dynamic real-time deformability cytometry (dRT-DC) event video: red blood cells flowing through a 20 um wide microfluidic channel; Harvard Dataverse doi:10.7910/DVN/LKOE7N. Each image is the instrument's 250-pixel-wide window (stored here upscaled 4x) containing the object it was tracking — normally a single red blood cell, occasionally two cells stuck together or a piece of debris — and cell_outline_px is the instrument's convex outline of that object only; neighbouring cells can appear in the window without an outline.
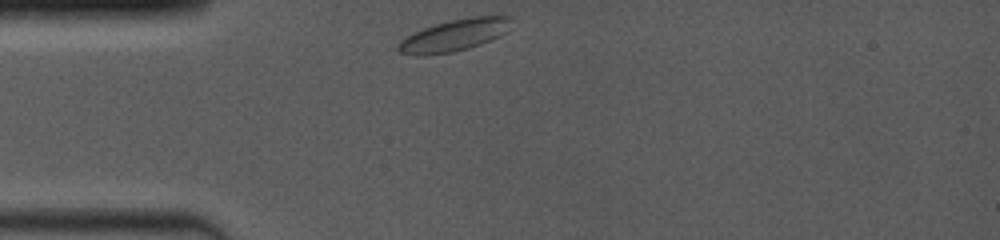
{"species": "common noctule bat (a hibernating species)", "species_latin": "Nyctalus noctula", "temperature_condition": "room temperature", "stored_images_in_passage": 30, "segment_of_instrument_passage": [1, 2], "camera_frame_rate_fps": 4000, "um_per_image_px": 0.085, "animal": {"sex": "female", "body_mass_g": 19.0, "forearm_length_mm": 53.3}, "frame": {"image": 1, "passage_image": 1, "time_ms": 0.0, "image_size_px": [1000, 240], "cell_outline_px": [[512, 16], [504, 32], [500, 36], [480, 44], [468, 48], [452, 52], [420, 56], [416, 56], [400, 52], [396, 48], [396, 44], [400, 40], [424, 28], [448, 20], [472, 16]], "centroid_in_image_um": [38.56, 3.0], "position_along_channel_um": 46.4, "area_um2": 20.69}}
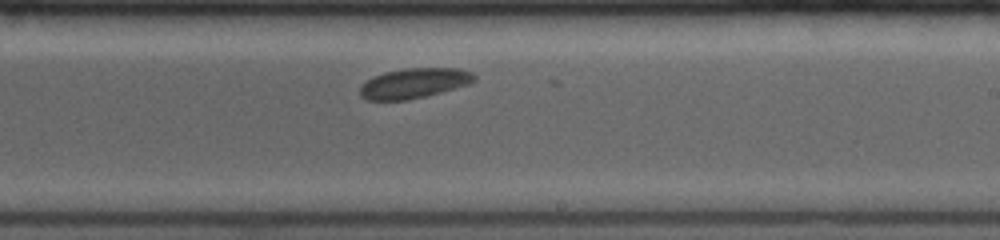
{"frame": {"image": 2, "passage_image": 17, "time_ms": 4.0, "image_size_px": [1000, 240], "cell_outline_px": [[476, 80], [472, 84], [408, 100], [368, 100], [360, 96], [360, 84], [384, 72], [404, 68], [456, 68], [472, 72], [476, 76]], "centroid_in_image_um": [35.22, 7.07], "position_along_channel_um": 253.8, "area_um2": 20.06}}
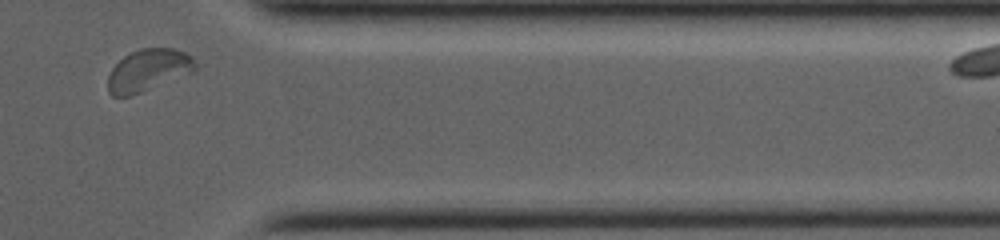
{"frame": {"image": 3, "passage_image": 27, "time_ms": 6.5, "image_size_px": [1000, 240], "cell_outline_px": [[196, 68], [192, 72], [140, 92], [128, 96], [112, 96], [108, 92], [108, 76], [112, 68], [128, 52], [140, 48], [172, 48], [184, 52], [192, 56], [196, 64]], "centroid_in_image_um": [12.58, 5.95], "position_along_channel_um": 398.8, "area_um2": 21.15}}